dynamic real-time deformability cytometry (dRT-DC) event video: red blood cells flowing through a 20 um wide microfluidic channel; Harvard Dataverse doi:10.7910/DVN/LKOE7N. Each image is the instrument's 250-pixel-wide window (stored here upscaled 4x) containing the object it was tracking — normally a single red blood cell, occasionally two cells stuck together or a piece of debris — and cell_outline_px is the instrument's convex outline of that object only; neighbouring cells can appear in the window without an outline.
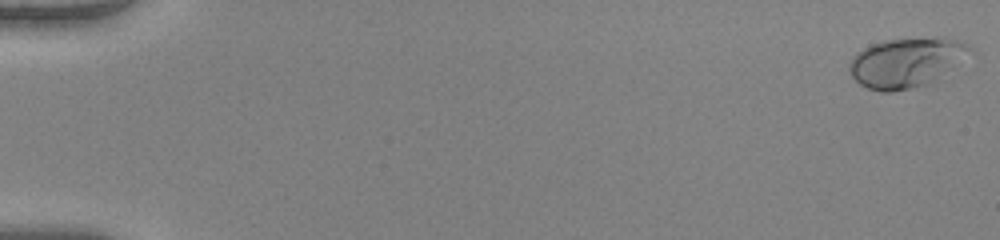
{"species": "human", "species_latin": "Homo sapiens", "temperature_condition": "warm", "stored_images_in_passage": 52, "camera_frame_rate_fps": 3000, "um_per_image_px": 0.085, "donor": {"sex": "female"}, "frame": {"image": 1, "passage_image": 1, "time_ms": 0.0, "image_size_px": [1000, 240], "cell_outline_px": [[976, 52], [928, 84], [912, 88], [892, 92], [880, 92], [868, 88], [860, 84], [852, 76], [848, 68], [848, 64], [852, 56], [856, 52], [872, 44], [884, 40], [936, 36], [944, 36], [968, 44]], "centroid_in_image_um": [77.06, 5.28], "position_along_channel_um": 7.9, "area_um2": 35.43}}
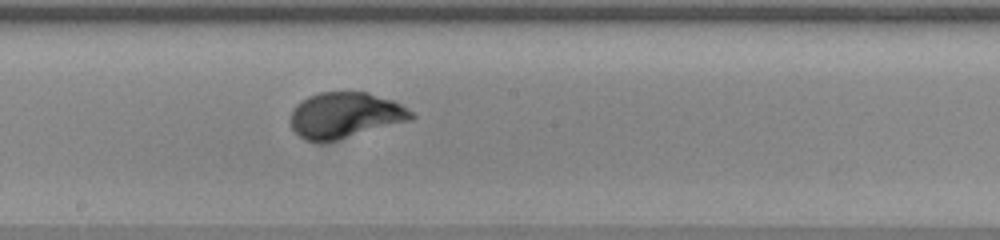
{"frame": {"image": 2, "passage_image": 30, "time_ms": 9.667, "image_size_px": [1000, 240], "cell_outline_px": [[416, 116], [412, 120], [336, 140], [320, 144], [304, 140], [292, 128], [288, 120], [292, 108], [300, 100], [308, 96], [320, 92], [368, 92], [392, 100], [408, 108]], "centroid_in_image_um": [29.28, 9.8], "position_along_channel_um": 218.9, "area_um2": 32.66}}
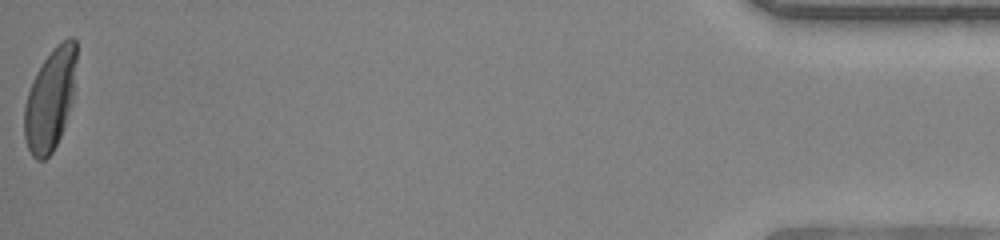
{"frame": {"image": 3, "passage_image": 52, "time_ms": 17.0, "image_size_px": [1000, 240], "cell_outline_px": [[76, 60], [72, 92], [64, 128], [52, 152], [44, 160], [36, 160], [32, 156], [28, 148], [24, 136], [24, 108], [28, 92], [32, 80], [36, 72], [44, 60], [56, 44], [60, 40], [68, 36], [72, 36], [76, 40]], "centroid_in_image_um": [4.24, 8.43], "position_along_channel_um": 431.0, "area_um2": 30.58}, "authors_computed_cell_mechanics": {"area_um2": 31.212, "velocity_mm_per_s": 4.0783, "shape_relaxation_time_tau1_ms": 2.696, "shape_relaxation_time_tau2_ms": null, "deformation_change_tau1": 0.1619, "deformation_change_tau2": null}}